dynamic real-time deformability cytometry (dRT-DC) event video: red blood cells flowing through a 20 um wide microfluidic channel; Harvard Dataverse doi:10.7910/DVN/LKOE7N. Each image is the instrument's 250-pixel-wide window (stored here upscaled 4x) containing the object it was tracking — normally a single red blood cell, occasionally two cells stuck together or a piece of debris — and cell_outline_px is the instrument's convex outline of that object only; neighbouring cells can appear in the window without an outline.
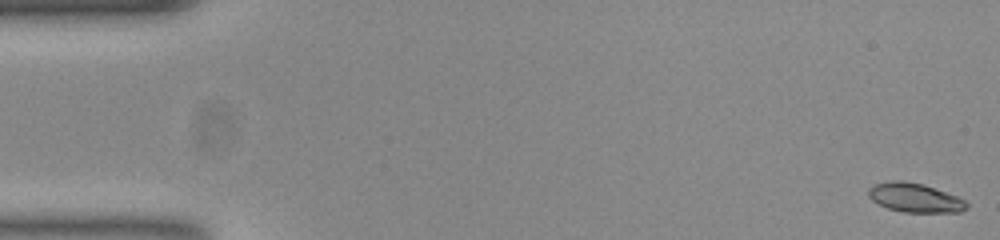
{"species": "common noctule bat (a hibernating species)", "species_latin": "Nyctalus noctula", "temperature_condition": "room temperature", "stored_images_in_passage": 54, "camera_frame_rate_fps": 3000, "um_per_image_px": 0.085, "animal": {"sex": "female", "body_mass_g": 23.0, "forearm_length_mm": 53.4}, "frame": {"image": 1, "passage_image": 1, "time_ms": 0.0, "image_size_px": [1000, 240], "cell_outline_px": [[968, 208], [960, 212], [904, 212], [888, 208], [872, 200], [868, 196], [868, 188], [872, 184], [888, 180], [904, 180], [924, 184], [956, 196], [964, 200], [968, 204]], "centroid_in_image_um": [77.73, 16.79], "position_along_channel_um": 7.3, "area_um2": 16.76}}
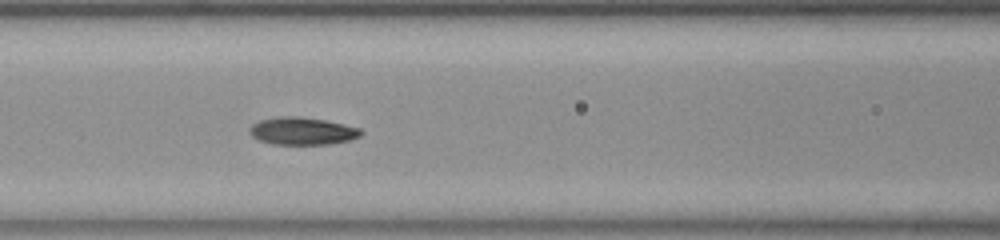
{"frame": {"image": 2, "passage_image": 23, "time_ms": 7.333, "image_size_px": [1000, 240], "cell_outline_px": [[364, 132], [360, 136], [348, 140], [328, 144], [272, 144], [260, 140], [252, 136], [248, 132], [248, 128], [252, 124], [260, 120], [280, 116], [300, 116], [324, 120], [360, 128]], "centroid_in_image_um": [25.66, 11.13], "position_along_channel_um": 140.9, "area_um2": 17.8}}
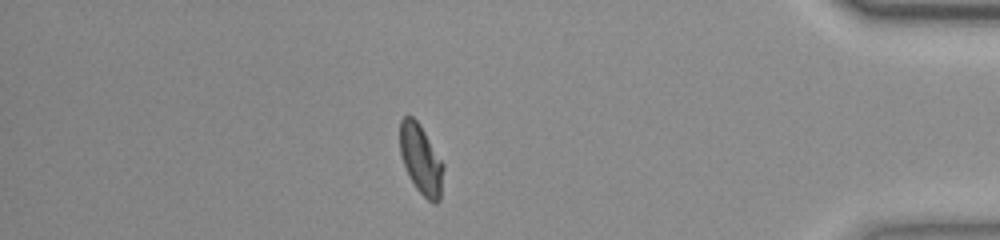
{"frame": {"image": 3, "passage_image": 47, "time_ms": 15.333, "image_size_px": [1000, 240], "cell_outline_px": [[444, 168], [440, 200], [436, 204], [432, 204], [416, 188], [404, 164], [400, 152], [400, 120], [404, 116], [412, 116], [420, 124], [444, 164]], "centroid_in_image_um": [35.8, 13.56], "position_along_channel_um": 399.4, "area_um2": 17.51}, "authors_computed_cell_mechanics": {"area_um2": 17.3978, "velocity_mm_per_s": 3.7514, "shape_relaxation_time_tau1_ms": 3.1178, "shape_relaxation_time_tau2_ms": 1.5216, "deformation_change_tau1": 0.1381, "deformation_change_tau2": 0.0643}}